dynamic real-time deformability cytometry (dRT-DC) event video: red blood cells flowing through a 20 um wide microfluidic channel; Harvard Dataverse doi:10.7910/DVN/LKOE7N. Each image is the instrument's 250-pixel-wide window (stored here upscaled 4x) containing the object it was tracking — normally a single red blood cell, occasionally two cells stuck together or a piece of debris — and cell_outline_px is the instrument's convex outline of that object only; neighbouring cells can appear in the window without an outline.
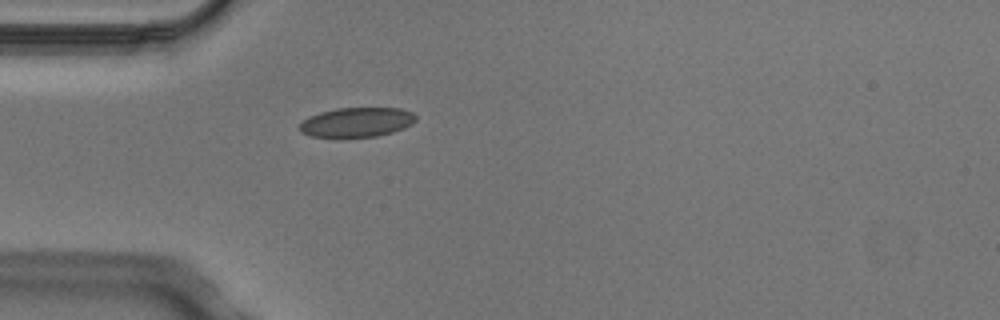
{"species": "Egyptian fruit bat (a non-hibernating species)", "species_latin": "Rousettus aegyptiacus", "temperature_condition": "cold", "stored_images_in_passage": 1, "camera_frame_rate_fps": 3000, "um_per_image_px": 0.085, "animal": {"sex": "male"}, "frame": {"image": 1, "passage_image": 1, "time_ms": 0.0, "image_size_px": [1000, 320], "cell_outline_px": [[416, 120], [412, 124], [404, 128], [392, 132], [376, 136], [312, 136], [300, 132], [300, 124], [308, 116], [320, 112], [336, 108], [400, 108], [412, 112], [416, 116]], "centroid_in_image_um": [30.34, 10.37], "position_along_channel_um": 54.7, "area_um2": 19.77}}